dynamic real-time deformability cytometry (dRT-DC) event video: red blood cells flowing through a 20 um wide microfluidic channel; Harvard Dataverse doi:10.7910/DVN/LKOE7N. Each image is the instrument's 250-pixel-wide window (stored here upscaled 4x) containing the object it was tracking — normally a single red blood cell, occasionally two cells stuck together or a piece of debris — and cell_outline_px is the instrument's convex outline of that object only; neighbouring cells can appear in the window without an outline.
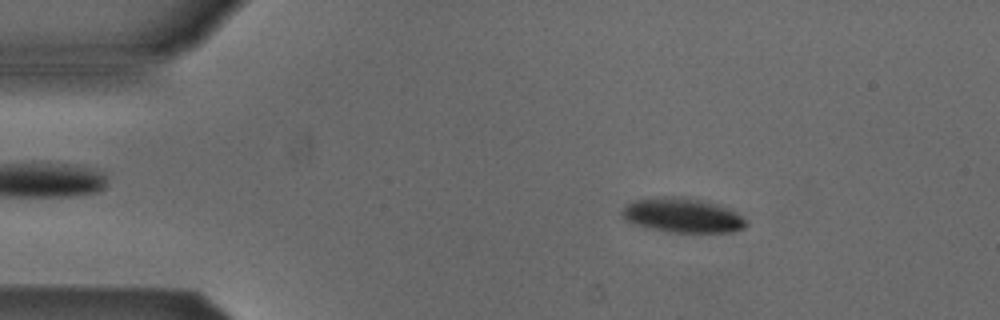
{"species": "Egyptian fruit bat (a non-hibernating species)", "species_latin": "Rousettus aegyptiacus", "temperature_condition": "cold", "stored_images_in_passage": 4, "camera_frame_rate_fps": 3000, "um_per_image_px": 0.085, "animal": {"sex": "male"}, "frame": {"image": 1, "passage_image": 2, "time_ms": 1.333, "image_size_px": [1000, 320], "cell_outline_px": [[748, 224], [744, 228], [732, 232], [668, 232], [636, 224], [624, 220], [620, 216], [620, 212], [632, 200], [664, 196], [672, 196], [700, 200], [716, 204], [736, 212], [748, 220]], "centroid_in_image_um": [58.01, 18.31], "position_along_channel_um": 27.0, "area_um2": 24.85}}